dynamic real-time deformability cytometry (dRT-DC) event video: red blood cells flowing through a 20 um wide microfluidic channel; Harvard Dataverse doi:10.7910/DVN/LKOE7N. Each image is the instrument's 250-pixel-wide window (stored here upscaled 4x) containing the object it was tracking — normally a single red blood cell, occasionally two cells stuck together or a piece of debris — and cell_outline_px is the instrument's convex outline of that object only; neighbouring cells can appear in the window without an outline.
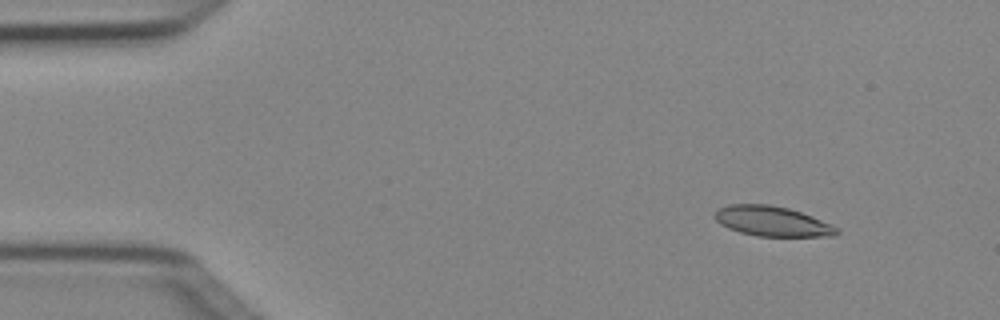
{"species": "Egyptian fruit bat (a non-hibernating species)", "species_latin": "Rousettus aegyptiacus", "temperature_condition": "cold", "stored_images_in_passage": 6, "camera_frame_rate_fps": 3000, "um_per_image_px": 0.085, "animal": {"sex": "female"}, "frame": {"image": 1, "passage_image": 2, "time_ms": 0.333, "image_size_px": [1000, 320], "cell_outline_px": [[840, 232], [832, 236], [756, 236], [740, 232], [728, 228], [720, 224], [712, 216], [716, 208], [728, 204], [768, 204], [788, 208], [812, 216], [832, 224], [840, 228]], "centroid_in_image_um": [65.61, 18.8], "position_along_channel_um": 19.4, "area_um2": 21.56}}
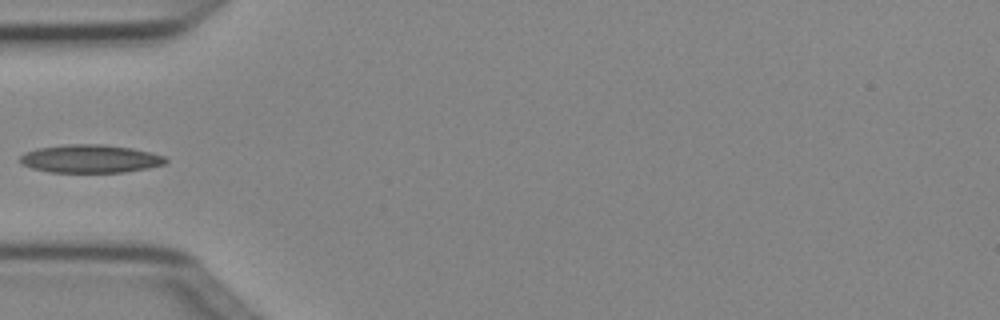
{"frame": {"image": 2, "passage_image": 5, "time_ms": 1.333, "image_size_px": [1000, 320], "cell_outline_px": [[168, 160], [164, 164], [148, 168], [124, 172], [48, 172], [32, 168], [20, 164], [20, 156], [24, 152], [36, 148], [68, 144], [104, 144], [132, 148], [164, 156]], "centroid_in_image_um": [7.63, 13.49], "position_along_channel_um": 77.4, "area_um2": 23.93}}
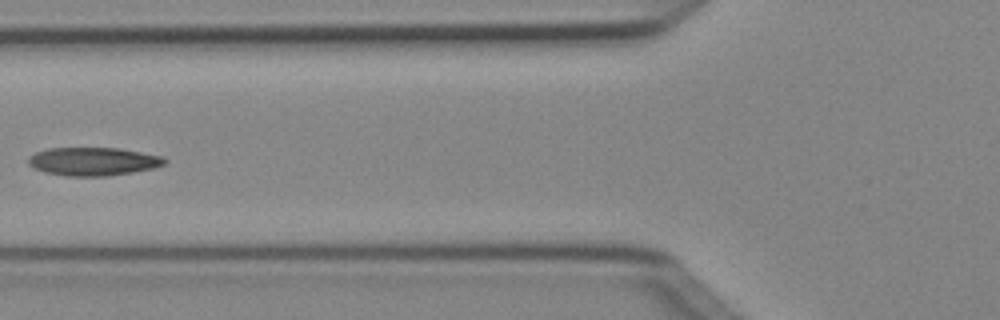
{"frame": {"image": 3, "passage_image": 6, "time_ms": 1.667, "image_size_px": [1000, 320], "cell_outline_px": [[168, 160], [164, 164], [156, 168], [108, 176], [68, 176], [44, 172], [32, 168], [28, 164], [28, 156], [36, 152], [48, 148], [120, 148], [164, 156]], "centroid_in_image_um": [7.93, 13.72], "position_along_channel_um": 117.9, "area_um2": 22.72}}